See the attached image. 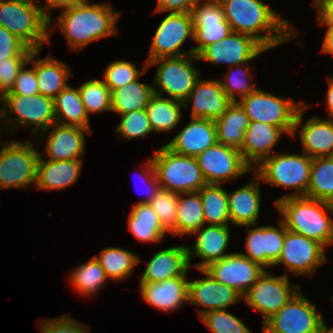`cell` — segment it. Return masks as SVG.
I'll use <instances>...</instances> for the list:
<instances>
[{
	"label": "cell",
	"instance_id": "5",
	"mask_svg": "<svg viewBox=\"0 0 333 333\" xmlns=\"http://www.w3.org/2000/svg\"><path fill=\"white\" fill-rule=\"evenodd\" d=\"M245 110L250 122H263L279 127L284 133L296 137L303 124L304 111L309 107L303 101L296 103L256 89L237 101Z\"/></svg>",
	"mask_w": 333,
	"mask_h": 333
},
{
	"label": "cell",
	"instance_id": "52",
	"mask_svg": "<svg viewBox=\"0 0 333 333\" xmlns=\"http://www.w3.org/2000/svg\"><path fill=\"white\" fill-rule=\"evenodd\" d=\"M29 65L27 62L19 70L15 83L9 93L5 95H35L39 94L37 87V78L35 73V68L26 69L25 67Z\"/></svg>",
	"mask_w": 333,
	"mask_h": 333
},
{
	"label": "cell",
	"instance_id": "20",
	"mask_svg": "<svg viewBox=\"0 0 333 333\" xmlns=\"http://www.w3.org/2000/svg\"><path fill=\"white\" fill-rule=\"evenodd\" d=\"M192 104L191 117L215 121L219 119L233 101L221 87L219 79H199L187 99L184 108Z\"/></svg>",
	"mask_w": 333,
	"mask_h": 333
},
{
	"label": "cell",
	"instance_id": "7",
	"mask_svg": "<svg viewBox=\"0 0 333 333\" xmlns=\"http://www.w3.org/2000/svg\"><path fill=\"white\" fill-rule=\"evenodd\" d=\"M151 159L160 189L181 194L198 192L207 184L194 156L175 153L164 145Z\"/></svg>",
	"mask_w": 333,
	"mask_h": 333
},
{
	"label": "cell",
	"instance_id": "60",
	"mask_svg": "<svg viewBox=\"0 0 333 333\" xmlns=\"http://www.w3.org/2000/svg\"><path fill=\"white\" fill-rule=\"evenodd\" d=\"M0 120H1V106H0ZM1 123V122H0ZM1 135V134H0ZM1 139V138H0Z\"/></svg>",
	"mask_w": 333,
	"mask_h": 333
},
{
	"label": "cell",
	"instance_id": "22",
	"mask_svg": "<svg viewBox=\"0 0 333 333\" xmlns=\"http://www.w3.org/2000/svg\"><path fill=\"white\" fill-rule=\"evenodd\" d=\"M216 143L217 134L214 121L190 118V122L165 145L175 153L196 157Z\"/></svg>",
	"mask_w": 333,
	"mask_h": 333
},
{
	"label": "cell",
	"instance_id": "13",
	"mask_svg": "<svg viewBox=\"0 0 333 333\" xmlns=\"http://www.w3.org/2000/svg\"><path fill=\"white\" fill-rule=\"evenodd\" d=\"M189 37L194 40L190 13H169L156 29L146 62L193 54L192 49L184 52L181 50Z\"/></svg>",
	"mask_w": 333,
	"mask_h": 333
},
{
	"label": "cell",
	"instance_id": "10",
	"mask_svg": "<svg viewBox=\"0 0 333 333\" xmlns=\"http://www.w3.org/2000/svg\"><path fill=\"white\" fill-rule=\"evenodd\" d=\"M195 60L198 61L197 55L190 54L147 62V68L159 64L153 81L156 85L153 86V92L160 96L164 93L170 99L184 102L200 78V71L193 67L192 62Z\"/></svg>",
	"mask_w": 333,
	"mask_h": 333
},
{
	"label": "cell",
	"instance_id": "42",
	"mask_svg": "<svg viewBox=\"0 0 333 333\" xmlns=\"http://www.w3.org/2000/svg\"><path fill=\"white\" fill-rule=\"evenodd\" d=\"M246 64L247 63H243L230 67L228 73L224 75V81L219 79L222 89L233 102L239 101L241 98L248 96L257 89L254 87L256 84L252 83L253 77L250 76L252 75V71L248 69V66L245 67ZM233 68L237 69V73L233 71ZM236 93L238 96L237 99Z\"/></svg>",
	"mask_w": 333,
	"mask_h": 333
},
{
	"label": "cell",
	"instance_id": "34",
	"mask_svg": "<svg viewBox=\"0 0 333 333\" xmlns=\"http://www.w3.org/2000/svg\"><path fill=\"white\" fill-rule=\"evenodd\" d=\"M153 84L137 80L111 91V111L120 115L146 109L153 92Z\"/></svg>",
	"mask_w": 333,
	"mask_h": 333
},
{
	"label": "cell",
	"instance_id": "1",
	"mask_svg": "<svg viewBox=\"0 0 333 333\" xmlns=\"http://www.w3.org/2000/svg\"><path fill=\"white\" fill-rule=\"evenodd\" d=\"M219 2L232 31L254 37L267 50L296 37L295 29L288 24V20L282 19L278 12H274L261 0Z\"/></svg>",
	"mask_w": 333,
	"mask_h": 333
},
{
	"label": "cell",
	"instance_id": "48",
	"mask_svg": "<svg viewBox=\"0 0 333 333\" xmlns=\"http://www.w3.org/2000/svg\"><path fill=\"white\" fill-rule=\"evenodd\" d=\"M32 51L11 32L0 26V62L7 61V58H29Z\"/></svg>",
	"mask_w": 333,
	"mask_h": 333
},
{
	"label": "cell",
	"instance_id": "14",
	"mask_svg": "<svg viewBox=\"0 0 333 333\" xmlns=\"http://www.w3.org/2000/svg\"><path fill=\"white\" fill-rule=\"evenodd\" d=\"M207 184L222 185L253 170L244 162L240 150L216 143L196 156Z\"/></svg>",
	"mask_w": 333,
	"mask_h": 333
},
{
	"label": "cell",
	"instance_id": "15",
	"mask_svg": "<svg viewBox=\"0 0 333 333\" xmlns=\"http://www.w3.org/2000/svg\"><path fill=\"white\" fill-rule=\"evenodd\" d=\"M324 249L326 248L317 241L289 231L285 227V240L281 254L273 266L284 264L288 273L299 276L311 275L327 261Z\"/></svg>",
	"mask_w": 333,
	"mask_h": 333
},
{
	"label": "cell",
	"instance_id": "29",
	"mask_svg": "<svg viewBox=\"0 0 333 333\" xmlns=\"http://www.w3.org/2000/svg\"><path fill=\"white\" fill-rule=\"evenodd\" d=\"M39 53L40 50L32 51L28 63L35 68L39 94L54 99L68 85L66 82L72 76L71 68L50 55L40 59L36 57Z\"/></svg>",
	"mask_w": 333,
	"mask_h": 333
},
{
	"label": "cell",
	"instance_id": "32",
	"mask_svg": "<svg viewBox=\"0 0 333 333\" xmlns=\"http://www.w3.org/2000/svg\"><path fill=\"white\" fill-rule=\"evenodd\" d=\"M128 216V230L142 242H160L167 231L149 203H135Z\"/></svg>",
	"mask_w": 333,
	"mask_h": 333
},
{
	"label": "cell",
	"instance_id": "3",
	"mask_svg": "<svg viewBox=\"0 0 333 333\" xmlns=\"http://www.w3.org/2000/svg\"><path fill=\"white\" fill-rule=\"evenodd\" d=\"M275 207L287 230L315 240L324 247L333 244V203L308 197H287ZM329 211V212H328Z\"/></svg>",
	"mask_w": 333,
	"mask_h": 333
},
{
	"label": "cell",
	"instance_id": "26",
	"mask_svg": "<svg viewBox=\"0 0 333 333\" xmlns=\"http://www.w3.org/2000/svg\"><path fill=\"white\" fill-rule=\"evenodd\" d=\"M140 283H154L187 275L189 265L186 245L169 247L155 253L147 262Z\"/></svg>",
	"mask_w": 333,
	"mask_h": 333
},
{
	"label": "cell",
	"instance_id": "16",
	"mask_svg": "<svg viewBox=\"0 0 333 333\" xmlns=\"http://www.w3.org/2000/svg\"><path fill=\"white\" fill-rule=\"evenodd\" d=\"M267 49L254 37L232 32L228 37L209 44L198 54V60L230 67L247 63Z\"/></svg>",
	"mask_w": 333,
	"mask_h": 333
},
{
	"label": "cell",
	"instance_id": "37",
	"mask_svg": "<svg viewBox=\"0 0 333 333\" xmlns=\"http://www.w3.org/2000/svg\"><path fill=\"white\" fill-rule=\"evenodd\" d=\"M205 224L230 225L227 191L223 185L206 184L199 191Z\"/></svg>",
	"mask_w": 333,
	"mask_h": 333
},
{
	"label": "cell",
	"instance_id": "49",
	"mask_svg": "<svg viewBox=\"0 0 333 333\" xmlns=\"http://www.w3.org/2000/svg\"><path fill=\"white\" fill-rule=\"evenodd\" d=\"M278 226H266V267L278 261L285 240V224L280 219Z\"/></svg>",
	"mask_w": 333,
	"mask_h": 333
},
{
	"label": "cell",
	"instance_id": "45",
	"mask_svg": "<svg viewBox=\"0 0 333 333\" xmlns=\"http://www.w3.org/2000/svg\"><path fill=\"white\" fill-rule=\"evenodd\" d=\"M115 131L121 138L131 140L144 138L153 130L146 109H141L121 115V121Z\"/></svg>",
	"mask_w": 333,
	"mask_h": 333
},
{
	"label": "cell",
	"instance_id": "18",
	"mask_svg": "<svg viewBox=\"0 0 333 333\" xmlns=\"http://www.w3.org/2000/svg\"><path fill=\"white\" fill-rule=\"evenodd\" d=\"M215 280L244 296L265 269L241 253H231L204 268Z\"/></svg>",
	"mask_w": 333,
	"mask_h": 333
},
{
	"label": "cell",
	"instance_id": "30",
	"mask_svg": "<svg viewBox=\"0 0 333 333\" xmlns=\"http://www.w3.org/2000/svg\"><path fill=\"white\" fill-rule=\"evenodd\" d=\"M303 152L311 158L333 156V119L311 117L300 129Z\"/></svg>",
	"mask_w": 333,
	"mask_h": 333
},
{
	"label": "cell",
	"instance_id": "17",
	"mask_svg": "<svg viewBox=\"0 0 333 333\" xmlns=\"http://www.w3.org/2000/svg\"><path fill=\"white\" fill-rule=\"evenodd\" d=\"M190 15L194 42L197 43L191 48L195 55L204 47L228 37L233 32L219 0H199L191 9Z\"/></svg>",
	"mask_w": 333,
	"mask_h": 333
},
{
	"label": "cell",
	"instance_id": "19",
	"mask_svg": "<svg viewBox=\"0 0 333 333\" xmlns=\"http://www.w3.org/2000/svg\"><path fill=\"white\" fill-rule=\"evenodd\" d=\"M205 275L203 279L193 280L188 283V302L203 307L198 309L199 318L211 311L224 310L230 305L240 302L243 296L235 289L221 284L206 270L198 269Z\"/></svg>",
	"mask_w": 333,
	"mask_h": 333
},
{
	"label": "cell",
	"instance_id": "27",
	"mask_svg": "<svg viewBox=\"0 0 333 333\" xmlns=\"http://www.w3.org/2000/svg\"><path fill=\"white\" fill-rule=\"evenodd\" d=\"M83 160H46L42 153L37 164L36 189L62 190L76 183Z\"/></svg>",
	"mask_w": 333,
	"mask_h": 333
},
{
	"label": "cell",
	"instance_id": "24",
	"mask_svg": "<svg viewBox=\"0 0 333 333\" xmlns=\"http://www.w3.org/2000/svg\"><path fill=\"white\" fill-rule=\"evenodd\" d=\"M188 283L186 275H181L165 281L139 285L143 300L160 311L171 312L188 302Z\"/></svg>",
	"mask_w": 333,
	"mask_h": 333
},
{
	"label": "cell",
	"instance_id": "12",
	"mask_svg": "<svg viewBox=\"0 0 333 333\" xmlns=\"http://www.w3.org/2000/svg\"><path fill=\"white\" fill-rule=\"evenodd\" d=\"M288 277L285 273L273 276L265 270L243 296L247 305L263 314L262 324L301 290L300 285H294Z\"/></svg>",
	"mask_w": 333,
	"mask_h": 333
},
{
	"label": "cell",
	"instance_id": "31",
	"mask_svg": "<svg viewBox=\"0 0 333 333\" xmlns=\"http://www.w3.org/2000/svg\"><path fill=\"white\" fill-rule=\"evenodd\" d=\"M214 122L217 142L240 150L244 142L245 131L250 124V119L241 105L233 102Z\"/></svg>",
	"mask_w": 333,
	"mask_h": 333
},
{
	"label": "cell",
	"instance_id": "36",
	"mask_svg": "<svg viewBox=\"0 0 333 333\" xmlns=\"http://www.w3.org/2000/svg\"><path fill=\"white\" fill-rule=\"evenodd\" d=\"M203 225H205V221L200 193L189 192L179 194L175 236L183 237L185 234L190 236Z\"/></svg>",
	"mask_w": 333,
	"mask_h": 333
},
{
	"label": "cell",
	"instance_id": "8",
	"mask_svg": "<svg viewBox=\"0 0 333 333\" xmlns=\"http://www.w3.org/2000/svg\"><path fill=\"white\" fill-rule=\"evenodd\" d=\"M0 102L4 103L1 107V119L13 130L19 129L20 126L28 127L30 125L34 127L31 129V134L36 136L56 123L53 98L41 94L4 95ZM13 114L14 118L8 116Z\"/></svg>",
	"mask_w": 333,
	"mask_h": 333
},
{
	"label": "cell",
	"instance_id": "58",
	"mask_svg": "<svg viewBox=\"0 0 333 333\" xmlns=\"http://www.w3.org/2000/svg\"><path fill=\"white\" fill-rule=\"evenodd\" d=\"M328 83L329 88L325 98L329 109V118L333 119V77L328 78Z\"/></svg>",
	"mask_w": 333,
	"mask_h": 333
},
{
	"label": "cell",
	"instance_id": "9",
	"mask_svg": "<svg viewBox=\"0 0 333 333\" xmlns=\"http://www.w3.org/2000/svg\"><path fill=\"white\" fill-rule=\"evenodd\" d=\"M0 145V189H25L36 185L40 152L34 148L35 144L29 139Z\"/></svg>",
	"mask_w": 333,
	"mask_h": 333
},
{
	"label": "cell",
	"instance_id": "21",
	"mask_svg": "<svg viewBox=\"0 0 333 333\" xmlns=\"http://www.w3.org/2000/svg\"><path fill=\"white\" fill-rule=\"evenodd\" d=\"M230 225H203L199 230H196L193 234L197 235V239L193 248H188L189 265L192 268L204 269L210 263L218 261L228 254L225 253L228 249L230 239ZM199 257L203 261L191 265L192 257Z\"/></svg>",
	"mask_w": 333,
	"mask_h": 333
},
{
	"label": "cell",
	"instance_id": "6",
	"mask_svg": "<svg viewBox=\"0 0 333 333\" xmlns=\"http://www.w3.org/2000/svg\"><path fill=\"white\" fill-rule=\"evenodd\" d=\"M311 164L312 158L305 153H275L256 166V175L269 185L294 189L291 194L278 198L276 204L287 197H306Z\"/></svg>",
	"mask_w": 333,
	"mask_h": 333
},
{
	"label": "cell",
	"instance_id": "40",
	"mask_svg": "<svg viewBox=\"0 0 333 333\" xmlns=\"http://www.w3.org/2000/svg\"><path fill=\"white\" fill-rule=\"evenodd\" d=\"M108 277L99 262L93 256L87 263L78 265L72 272L70 283L74 289L85 296H95L104 286L107 285Z\"/></svg>",
	"mask_w": 333,
	"mask_h": 333
},
{
	"label": "cell",
	"instance_id": "54",
	"mask_svg": "<svg viewBox=\"0 0 333 333\" xmlns=\"http://www.w3.org/2000/svg\"><path fill=\"white\" fill-rule=\"evenodd\" d=\"M199 0H157L154 13H190Z\"/></svg>",
	"mask_w": 333,
	"mask_h": 333
},
{
	"label": "cell",
	"instance_id": "56",
	"mask_svg": "<svg viewBox=\"0 0 333 333\" xmlns=\"http://www.w3.org/2000/svg\"><path fill=\"white\" fill-rule=\"evenodd\" d=\"M89 0H45L46 5H42L45 15L49 18V32L54 31L55 28H52L51 17L53 12L51 11L54 8H61L62 10L68 7H73L84 3Z\"/></svg>",
	"mask_w": 333,
	"mask_h": 333
},
{
	"label": "cell",
	"instance_id": "4",
	"mask_svg": "<svg viewBox=\"0 0 333 333\" xmlns=\"http://www.w3.org/2000/svg\"><path fill=\"white\" fill-rule=\"evenodd\" d=\"M41 4L35 0H0V26L33 51H41L44 43L51 44L49 18Z\"/></svg>",
	"mask_w": 333,
	"mask_h": 333
},
{
	"label": "cell",
	"instance_id": "39",
	"mask_svg": "<svg viewBox=\"0 0 333 333\" xmlns=\"http://www.w3.org/2000/svg\"><path fill=\"white\" fill-rule=\"evenodd\" d=\"M306 197L333 203V156L312 158Z\"/></svg>",
	"mask_w": 333,
	"mask_h": 333
},
{
	"label": "cell",
	"instance_id": "35",
	"mask_svg": "<svg viewBox=\"0 0 333 333\" xmlns=\"http://www.w3.org/2000/svg\"><path fill=\"white\" fill-rule=\"evenodd\" d=\"M181 101L153 94L147 104L146 111L154 132H167L174 129L182 118Z\"/></svg>",
	"mask_w": 333,
	"mask_h": 333
},
{
	"label": "cell",
	"instance_id": "38",
	"mask_svg": "<svg viewBox=\"0 0 333 333\" xmlns=\"http://www.w3.org/2000/svg\"><path fill=\"white\" fill-rule=\"evenodd\" d=\"M104 269L106 276L113 280L124 281L131 276L133 269L140 263L139 256L122 247H108L94 256Z\"/></svg>",
	"mask_w": 333,
	"mask_h": 333
},
{
	"label": "cell",
	"instance_id": "44",
	"mask_svg": "<svg viewBox=\"0 0 333 333\" xmlns=\"http://www.w3.org/2000/svg\"><path fill=\"white\" fill-rule=\"evenodd\" d=\"M147 62L145 61L142 71H139L135 63H131L125 60H117L111 62L105 72L103 81L110 91L119 87L125 86L132 81L139 79L146 71Z\"/></svg>",
	"mask_w": 333,
	"mask_h": 333
},
{
	"label": "cell",
	"instance_id": "28",
	"mask_svg": "<svg viewBox=\"0 0 333 333\" xmlns=\"http://www.w3.org/2000/svg\"><path fill=\"white\" fill-rule=\"evenodd\" d=\"M260 181L261 179L255 174L242 188L232 193L227 191L231 224L238 227L257 225L261 204V192L258 185Z\"/></svg>",
	"mask_w": 333,
	"mask_h": 333
},
{
	"label": "cell",
	"instance_id": "2",
	"mask_svg": "<svg viewBox=\"0 0 333 333\" xmlns=\"http://www.w3.org/2000/svg\"><path fill=\"white\" fill-rule=\"evenodd\" d=\"M120 13L109 3L79 5L65 8L57 18V26L72 50L81 51L93 41L115 35Z\"/></svg>",
	"mask_w": 333,
	"mask_h": 333
},
{
	"label": "cell",
	"instance_id": "33",
	"mask_svg": "<svg viewBox=\"0 0 333 333\" xmlns=\"http://www.w3.org/2000/svg\"><path fill=\"white\" fill-rule=\"evenodd\" d=\"M56 123L89 129V115L86 113L78 88L67 85L54 98Z\"/></svg>",
	"mask_w": 333,
	"mask_h": 333
},
{
	"label": "cell",
	"instance_id": "59",
	"mask_svg": "<svg viewBox=\"0 0 333 333\" xmlns=\"http://www.w3.org/2000/svg\"><path fill=\"white\" fill-rule=\"evenodd\" d=\"M319 333H333V327L329 329L325 321H323Z\"/></svg>",
	"mask_w": 333,
	"mask_h": 333
},
{
	"label": "cell",
	"instance_id": "57",
	"mask_svg": "<svg viewBox=\"0 0 333 333\" xmlns=\"http://www.w3.org/2000/svg\"><path fill=\"white\" fill-rule=\"evenodd\" d=\"M321 51L324 54L333 55V27H328Z\"/></svg>",
	"mask_w": 333,
	"mask_h": 333
},
{
	"label": "cell",
	"instance_id": "23",
	"mask_svg": "<svg viewBox=\"0 0 333 333\" xmlns=\"http://www.w3.org/2000/svg\"><path fill=\"white\" fill-rule=\"evenodd\" d=\"M50 128H54L47 137L45 153L48 154V160H75L82 159L81 156L85 152V132L92 134L89 129L78 126L52 124Z\"/></svg>",
	"mask_w": 333,
	"mask_h": 333
},
{
	"label": "cell",
	"instance_id": "53",
	"mask_svg": "<svg viewBox=\"0 0 333 333\" xmlns=\"http://www.w3.org/2000/svg\"><path fill=\"white\" fill-rule=\"evenodd\" d=\"M143 166L145 170L143 171V174H141V178H143L142 181H144V183H142L147 186V191L145 193L147 196H145L146 198L144 200L136 203H149L160 189L153 160L149 158L147 163Z\"/></svg>",
	"mask_w": 333,
	"mask_h": 333
},
{
	"label": "cell",
	"instance_id": "47",
	"mask_svg": "<svg viewBox=\"0 0 333 333\" xmlns=\"http://www.w3.org/2000/svg\"><path fill=\"white\" fill-rule=\"evenodd\" d=\"M253 226L256 225L242 226L246 227L247 231V238L245 241L247 254H241L251 261L258 263L263 268H266V226H256V228Z\"/></svg>",
	"mask_w": 333,
	"mask_h": 333
},
{
	"label": "cell",
	"instance_id": "55",
	"mask_svg": "<svg viewBox=\"0 0 333 333\" xmlns=\"http://www.w3.org/2000/svg\"><path fill=\"white\" fill-rule=\"evenodd\" d=\"M313 5L318 11L319 24L333 27V0H313Z\"/></svg>",
	"mask_w": 333,
	"mask_h": 333
},
{
	"label": "cell",
	"instance_id": "46",
	"mask_svg": "<svg viewBox=\"0 0 333 333\" xmlns=\"http://www.w3.org/2000/svg\"><path fill=\"white\" fill-rule=\"evenodd\" d=\"M200 319L213 333H251L240 319L226 309L208 312Z\"/></svg>",
	"mask_w": 333,
	"mask_h": 333
},
{
	"label": "cell",
	"instance_id": "25",
	"mask_svg": "<svg viewBox=\"0 0 333 333\" xmlns=\"http://www.w3.org/2000/svg\"><path fill=\"white\" fill-rule=\"evenodd\" d=\"M283 133L279 127L263 122H250L240 148L244 162L254 171L256 165L271 155V150Z\"/></svg>",
	"mask_w": 333,
	"mask_h": 333
},
{
	"label": "cell",
	"instance_id": "41",
	"mask_svg": "<svg viewBox=\"0 0 333 333\" xmlns=\"http://www.w3.org/2000/svg\"><path fill=\"white\" fill-rule=\"evenodd\" d=\"M78 89L87 114L111 111V91L102 79L85 81Z\"/></svg>",
	"mask_w": 333,
	"mask_h": 333
},
{
	"label": "cell",
	"instance_id": "11",
	"mask_svg": "<svg viewBox=\"0 0 333 333\" xmlns=\"http://www.w3.org/2000/svg\"><path fill=\"white\" fill-rule=\"evenodd\" d=\"M324 318L301 290L262 324V333H319Z\"/></svg>",
	"mask_w": 333,
	"mask_h": 333
},
{
	"label": "cell",
	"instance_id": "51",
	"mask_svg": "<svg viewBox=\"0 0 333 333\" xmlns=\"http://www.w3.org/2000/svg\"><path fill=\"white\" fill-rule=\"evenodd\" d=\"M29 58H7L0 62V99L9 93L15 83L19 70Z\"/></svg>",
	"mask_w": 333,
	"mask_h": 333
},
{
	"label": "cell",
	"instance_id": "50",
	"mask_svg": "<svg viewBox=\"0 0 333 333\" xmlns=\"http://www.w3.org/2000/svg\"><path fill=\"white\" fill-rule=\"evenodd\" d=\"M39 323L41 333H89L87 325L81 324L69 315L42 320Z\"/></svg>",
	"mask_w": 333,
	"mask_h": 333
},
{
	"label": "cell",
	"instance_id": "43",
	"mask_svg": "<svg viewBox=\"0 0 333 333\" xmlns=\"http://www.w3.org/2000/svg\"><path fill=\"white\" fill-rule=\"evenodd\" d=\"M179 194L168 190L159 189L149 205L153 208L162 227L175 236L177 205Z\"/></svg>",
	"mask_w": 333,
	"mask_h": 333
}]
</instances>
